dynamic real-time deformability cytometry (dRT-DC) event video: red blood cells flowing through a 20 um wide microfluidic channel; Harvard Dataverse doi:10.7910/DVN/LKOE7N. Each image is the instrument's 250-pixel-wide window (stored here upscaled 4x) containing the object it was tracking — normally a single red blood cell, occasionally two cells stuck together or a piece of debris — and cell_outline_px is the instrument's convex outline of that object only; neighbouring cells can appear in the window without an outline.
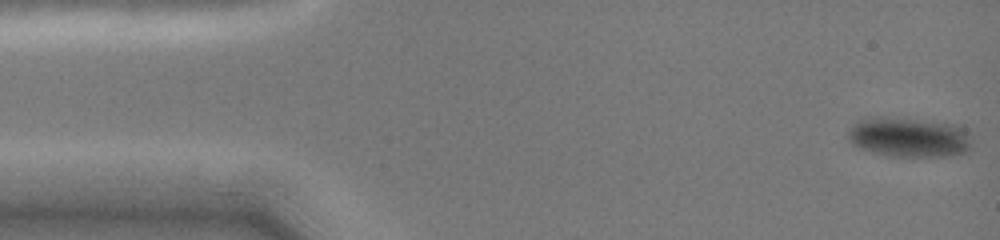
{"species": "common noctule bat (a hibernating species)", "species_latin": "Nyctalus noctula", "temperature_condition": "cold", "stored_images_in_passage": 5, "camera_frame_rate_fps": 3000, "um_per_image_px": 0.085, "animal": {"sex": "female", "body_mass_g": 19.0, "forearm_length_mm": 51.5}, "frame": {"image": 1, "passage_image": 1, "time_ms": 0.0, "image_size_px": [1000, 240], "cell_outline_px": [[972, 140], [968, 148], [964, 152], [952, 156], [892, 156], [860, 148], [852, 144], [848, 140], [848, 132], [860, 120], [872, 116], [888, 116], [956, 124], [964, 128], [972, 136]], "centroid_in_image_um": [77.3, 11.64], "position_along_channel_um": 7.7, "area_um2": 28.73}}
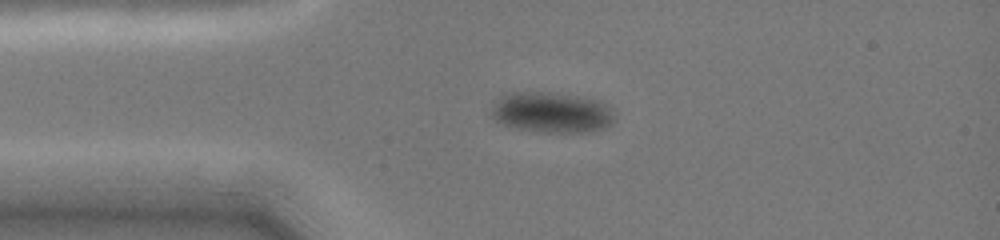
{"frame": {"image": 2, "passage_image": 4, "time_ms": 3.333, "image_size_px": [1000, 240], "cell_outline_px": [[616, 120], [612, 124], [604, 128], [584, 132], [544, 132], [516, 128], [504, 124], [496, 120], [492, 116], [492, 108], [500, 96], [508, 92], [548, 92], [576, 96], [600, 100], [616, 108]], "centroid_in_image_um": [46.99, 9.55], "position_along_channel_um": 38.0, "area_um2": 29.48}}